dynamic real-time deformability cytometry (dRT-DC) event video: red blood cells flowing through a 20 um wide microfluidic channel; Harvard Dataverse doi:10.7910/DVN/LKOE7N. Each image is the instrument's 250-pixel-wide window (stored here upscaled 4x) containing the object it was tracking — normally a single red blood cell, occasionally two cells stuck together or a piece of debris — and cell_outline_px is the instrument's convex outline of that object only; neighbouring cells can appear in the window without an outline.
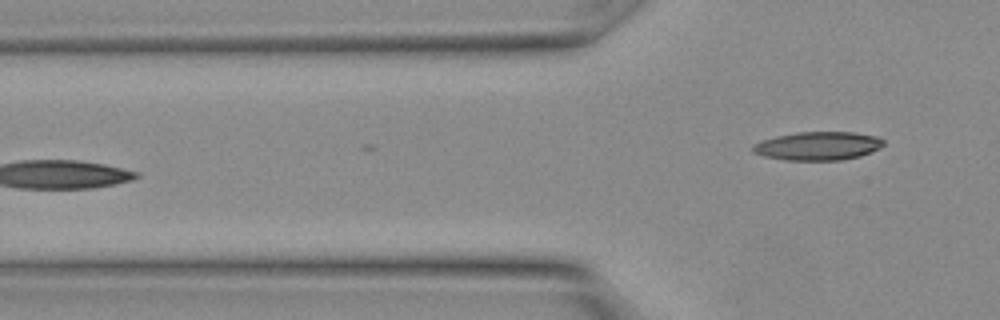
{"species": "Egyptian fruit bat (a non-hibernating species)", "species_latin": "Rousettus aegyptiacus", "temperature_condition": "warm", "stored_images_in_passage": 7, "camera_frame_rate_fps": 3000, "um_per_image_px": 0.085, "animal": {"sex": "female"}, "frame": {"image": 1, "passage_image": 7, "time_ms": 2.0, "image_size_px": [1000, 320], "cell_outline_px": [[884, 144], [880, 148], [860, 156], [840, 160], [784, 160], [764, 156], [752, 152], [752, 144], [760, 140], [776, 136], [796, 132], [852, 132], [876, 136], [884, 140]], "centroid_in_image_um": [69.49, 12.4], "position_along_channel_um": 56.3, "area_um2": 21.79}}